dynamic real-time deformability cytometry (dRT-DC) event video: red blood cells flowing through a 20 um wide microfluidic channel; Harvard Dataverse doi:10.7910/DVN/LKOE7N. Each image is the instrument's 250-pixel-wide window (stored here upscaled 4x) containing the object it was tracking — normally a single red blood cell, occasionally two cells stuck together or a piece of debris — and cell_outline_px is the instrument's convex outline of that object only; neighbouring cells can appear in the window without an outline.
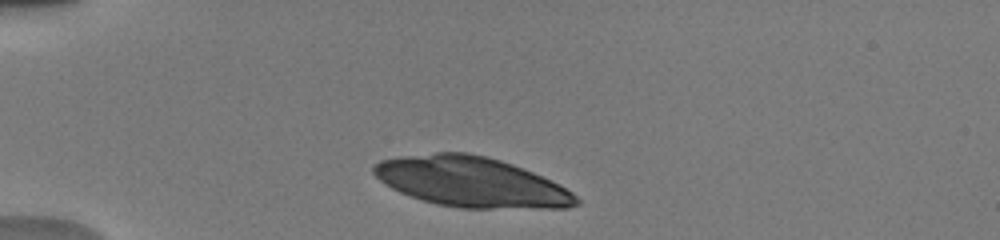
{"species": "human", "species_latin": "Homo sapiens", "temperature_condition": "warm", "stored_images_in_passage": 3, "camera_frame_rate_fps": 3000, "um_per_image_px": 0.085, "donor": {"sex": "male"}, "frame": {"image": 1, "passage_image": 1, "time_ms": 0.0, "image_size_px": [1000, 240], "cell_outline_px": [[580, 204], [568, 208], [460, 208], [436, 204], [400, 192], [384, 184], [372, 172], [372, 164], [380, 160], [400, 156], [436, 152], [468, 152], [488, 156], [512, 164], [532, 172], [560, 184], [572, 192], [580, 200]], "centroid_in_image_um": [40.05, 15.46], "position_along_channel_um": 44.9, "area_um2": 59.25}}